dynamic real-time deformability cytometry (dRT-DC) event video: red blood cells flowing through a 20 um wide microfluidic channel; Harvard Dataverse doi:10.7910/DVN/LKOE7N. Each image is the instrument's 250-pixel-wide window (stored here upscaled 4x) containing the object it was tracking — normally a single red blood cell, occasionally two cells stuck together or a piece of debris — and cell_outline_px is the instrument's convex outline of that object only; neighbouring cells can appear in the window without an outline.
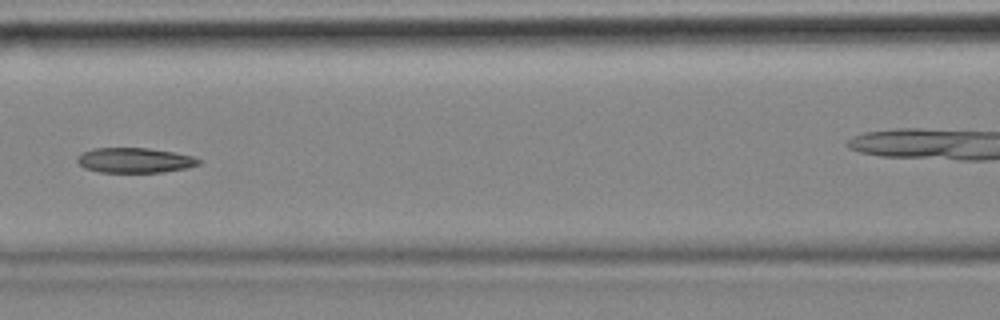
{"species": "common noctule bat (a hibernating species)", "species_latin": "Nyctalus noctula", "temperature_condition": "cold", "stored_images_in_passage": 9, "segment_of_instrument_passage": [1, 2], "camera_frame_rate_fps": 3000, "um_per_image_px": 0.085, "animal": {"sex": "female", "body_mass_g": 18.4}, "frame": {"image": 1, "passage_image": 6, "time_ms": 1.667, "image_size_px": [1000, 320], "cell_outline_px": [[200, 164], [188, 168], [164, 172], [100, 172], [84, 168], [76, 160], [76, 156], [92, 148], [148, 148], [172, 152], [192, 156], [200, 160]], "centroid_in_image_um": [11.44, 13.63], "position_along_channel_um": 155.2, "area_um2": 17.69}}